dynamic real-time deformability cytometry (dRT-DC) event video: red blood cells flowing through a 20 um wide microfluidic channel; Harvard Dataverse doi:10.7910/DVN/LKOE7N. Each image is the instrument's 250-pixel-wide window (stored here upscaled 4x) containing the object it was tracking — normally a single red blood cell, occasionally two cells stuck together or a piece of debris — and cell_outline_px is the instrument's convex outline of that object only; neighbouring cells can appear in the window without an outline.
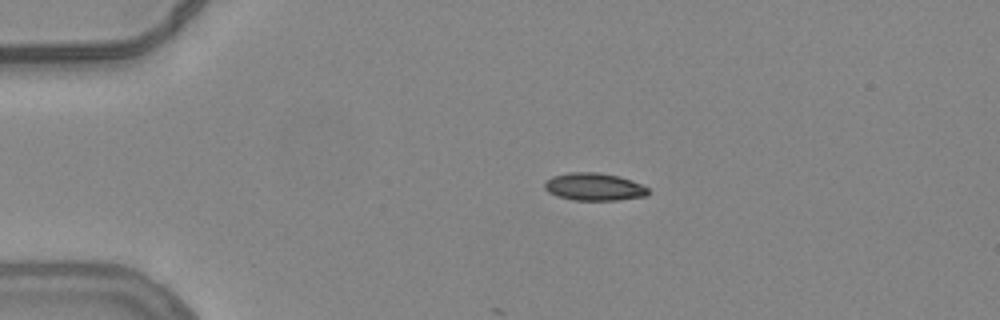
{"species": "common noctule bat (a hibernating species)", "species_latin": "Nyctalus noctula", "temperature_condition": "warm", "stored_images_in_passage": 4, "camera_frame_rate_fps": 3000, "um_per_image_px": 0.085, "animal": {"sex": "female", "body_mass_g": 24.6, "forearm_length_mm": 56.2}, "frame": {"image": 1, "passage_image": 1, "time_ms": 0.0, "image_size_px": [1000, 320], "cell_outline_px": [[648, 196], [620, 200], [572, 200], [548, 192], [544, 188], [544, 180], [552, 176], [568, 172], [600, 172], [620, 176], [632, 180], [648, 188]], "centroid_in_image_um": [50.5, 15.87], "position_along_channel_um": 34.5, "area_um2": 16.88}}